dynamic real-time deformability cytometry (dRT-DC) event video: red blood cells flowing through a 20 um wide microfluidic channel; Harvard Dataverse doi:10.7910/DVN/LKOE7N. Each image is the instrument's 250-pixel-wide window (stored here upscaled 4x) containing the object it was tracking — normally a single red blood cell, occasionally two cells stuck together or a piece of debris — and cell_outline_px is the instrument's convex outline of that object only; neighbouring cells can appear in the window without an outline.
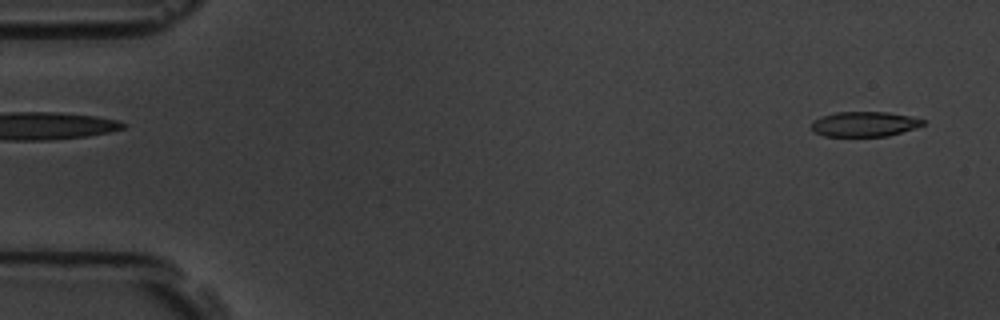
{"species": "common noctule bat (a hibernating species)", "species_latin": "Nyctalus noctula", "temperature_condition": "room temperature", "stored_images_in_passage": 56, "camera_frame_rate_fps": 3000, "um_per_image_px": 0.085, "animal": {"sex": "male", "body_mass_g": 19.5, "forearm_length_mm": 54.6}, "frame": {"image": 1, "passage_image": 2, "time_ms": 0.333, "image_size_px": [1000, 320], "cell_outline_px": [[924, 124], [888, 136], [824, 136], [816, 132], [812, 128], [812, 120], [820, 116], [836, 112], [888, 112], [912, 116], [924, 120]], "centroid_in_image_um": [73.44, 10.53], "position_along_channel_um": 11.6, "area_um2": 16.13}}
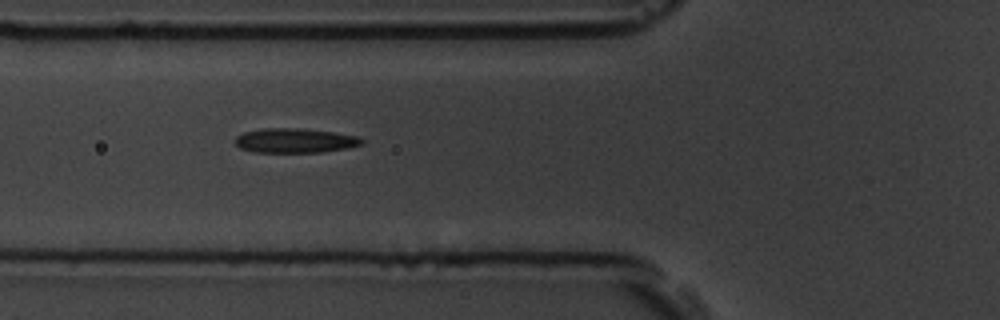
{"frame": {"image": 2, "passage_image": 20, "time_ms": 6.333, "image_size_px": [1000, 320], "cell_outline_px": [[364, 144], [348, 148], [324, 152], [252, 152], [240, 148], [232, 140], [236, 136], [244, 132], [260, 128], [300, 128], [332, 132], [356, 136], [364, 140]], "centroid_in_image_um": [25.04, 11.95], "position_along_channel_um": 100.8, "area_um2": 18.26}}
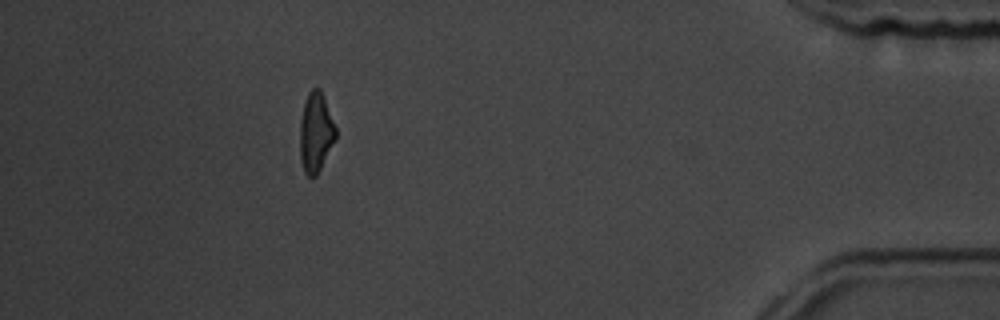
{"frame": {"image": 3, "passage_image": 50, "time_ms": 16.333, "image_size_px": [1000, 320], "cell_outline_px": [[336, 140], [316, 176], [308, 176], [304, 172], [300, 160], [300, 120], [304, 104], [308, 92], [312, 88], [320, 88], [324, 96], [336, 128]], "centroid_in_image_um": [26.84, 11.25], "position_along_channel_um": 408.4, "area_um2": 16.7}, "authors_computed_cell_mechanics": {"area_um2": 17.5712, "velocity_mm_per_s": 3.6202, "shape_relaxation_time_tau1_ms": 5.5465, "shape_relaxation_time_tau2_ms": 4.1074, "deformation_change_tau1": 0.1638, "deformation_change_tau2": 0.1406}}